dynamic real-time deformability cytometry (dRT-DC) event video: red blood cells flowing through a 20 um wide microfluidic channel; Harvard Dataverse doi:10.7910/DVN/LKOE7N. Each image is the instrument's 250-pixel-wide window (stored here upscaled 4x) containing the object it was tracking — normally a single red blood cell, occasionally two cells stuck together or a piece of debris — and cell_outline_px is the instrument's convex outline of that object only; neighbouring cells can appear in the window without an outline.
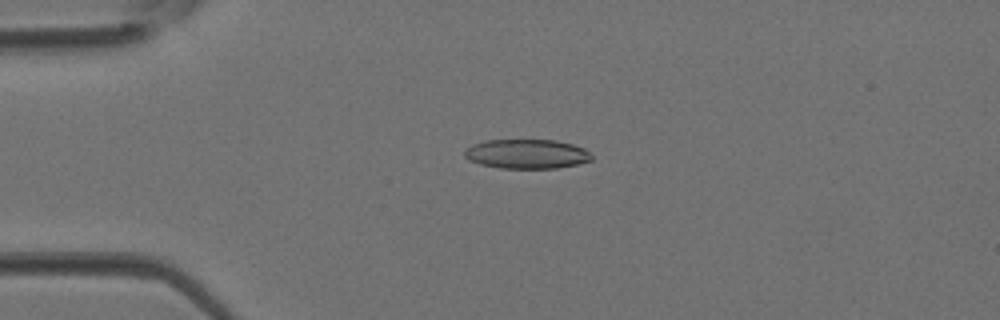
{"species": "Egyptian fruit bat (a non-hibernating species)", "species_latin": "Rousettus aegyptiacus", "temperature_condition": "room temperature", "stored_images_in_passage": 4, "camera_frame_rate_fps": 3000, "um_per_image_px": 0.085, "animal": {"sex": "female"}, "frame": {"image": 1, "passage_image": 3, "time_ms": 0.667, "image_size_px": [1000, 320], "cell_outline_px": [[592, 160], [576, 164], [556, 168], [500, 168], [480, 164], [468, 160], [464, 156], [464, 148], [472, 144], [484, 140], [556, 140], [572, 144], [584, 148], [592, 156]], "centroid_in_image_um": [44.72, 13.08], "position_along_channel_um": 40.3, "area_um2": 21.85}}